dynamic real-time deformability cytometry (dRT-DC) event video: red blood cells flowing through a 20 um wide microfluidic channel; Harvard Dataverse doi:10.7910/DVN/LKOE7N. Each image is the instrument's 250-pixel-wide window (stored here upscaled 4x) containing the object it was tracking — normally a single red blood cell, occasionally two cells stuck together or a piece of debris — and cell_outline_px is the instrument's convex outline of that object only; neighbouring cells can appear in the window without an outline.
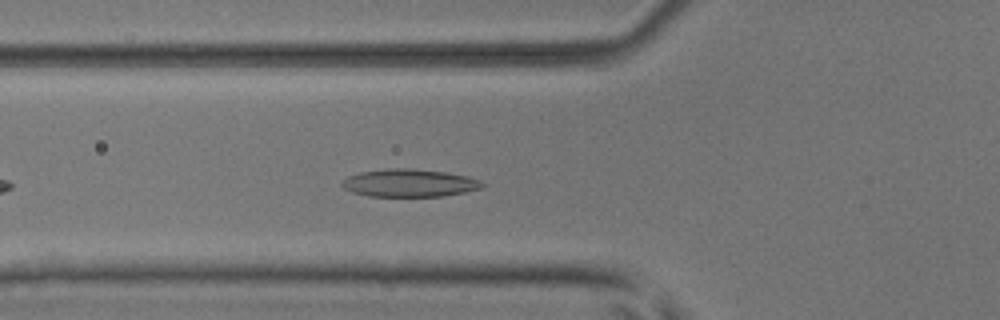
{"species": "common noctule bat (a hibernating species)", "species_latin": "Nyctalus noctula", "temperature_condition": "room temperature", "stored_images_in_passage": 33, "camera_frame_rate_fps": 3000, "um_per_image_px": 0.085, "animal": {"sex": "male", "body_mass_g": 17.9, "forearm_length_mm": 54.2}, "frame": {"image": 1, "passage_image": 7, "time_ms": 2.0, "image_size_px": [1000, 320], "cell_outline_px": [[484, 184], [480, 188], [464, 192], [444, 196], [368, 196], [352, 192], [344, 188], [340, 184], [348, 176], [360, 172], [388, 168], [412, 168], [444, 172], [468, 176], [480, 180]], "centroid_in_image_um": [34.78, 15.55], "position_along_channel_um": 91.0, "area_um2": 22.6}}
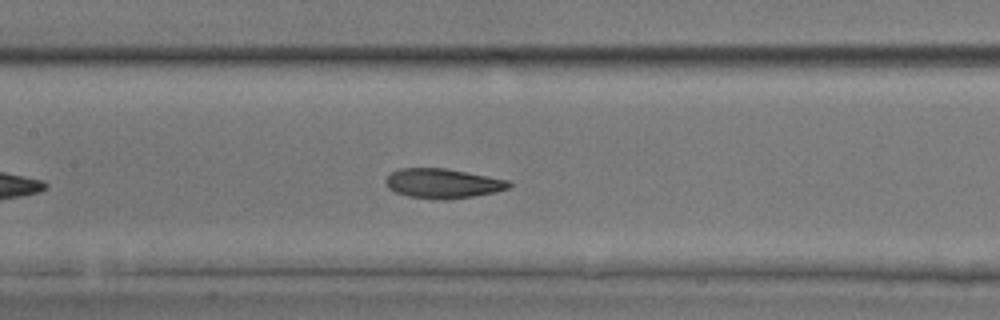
{"frame": {"image": 2, "passage_image": 13, "time_ms": 4.0, "image_size_px": [1000, 320], "cell_outline_px": [[512, 184], [508, 188], [496, 192], [472, 196], [444, 200], [440, 200], [408, 196], [396, 192], [388, 188], [384, 180], [392, 172], [400, 168], [444, 168], [508, 180]], "centroid_in_image_um": [37.61, 15.59], "position_along_channel_um": 169.8, "area_um2": 21.1}}
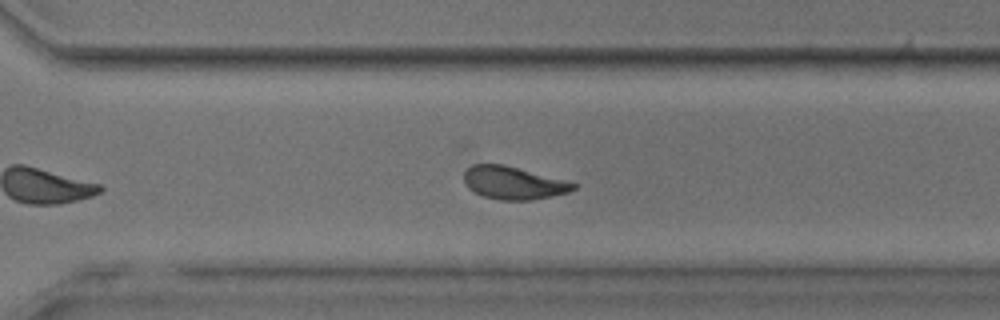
{"frame": {"image": 3, "passage_image": 25, "time_ms": 8.0, "image_size_px": [1000, 320], "cell_outline_px": [[576, 188], [568, 192], [532, 200], [500, 200], [484, 196], [468, 188], [464, 184], [464, 172], [472, 164], [504, 164], [576, 184]], "centroid_in_image_um": [43.57, 15.55], "position_along_channel_um": 327.0, "area_um2": 20.52}, "authors_computed_cell_mechanics": {"area_um2": 21.5594, "velocity_mm_per_s": 3.9366, "shape_relaxation_time_tau1_ms": 4.9679, "shape_relaxation_time_tau2_ms": 2.2493, "deformation_change_tau1": 0.1635, "deformation_change_tau2": 0.0753}}